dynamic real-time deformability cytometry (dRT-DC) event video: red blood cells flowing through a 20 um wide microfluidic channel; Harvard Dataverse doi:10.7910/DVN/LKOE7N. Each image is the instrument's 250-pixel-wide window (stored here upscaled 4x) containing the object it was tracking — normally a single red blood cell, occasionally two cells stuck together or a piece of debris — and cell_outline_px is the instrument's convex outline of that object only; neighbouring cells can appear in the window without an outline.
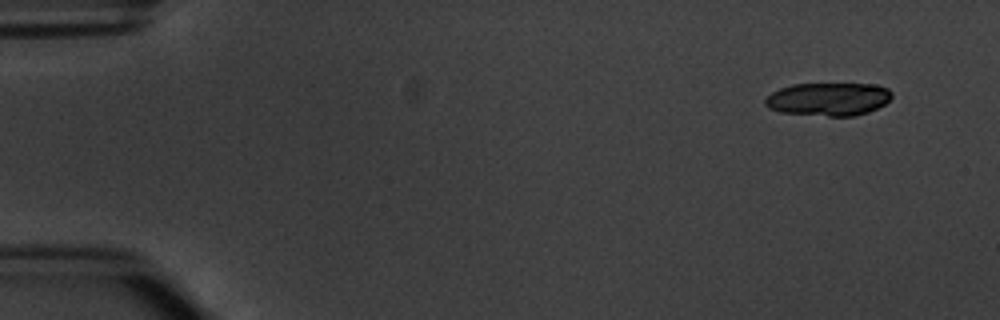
{"species": "common noctule bat (a hibernating species)", "species_latin": "Nyctalus noctula", "temperature_condition": "warm", "stored_images_in_passage": 5, "camera_frame_rate_fps": 3000, "um_per_image_px": 0.085, "animal": {"sex": "male", "body_mass_g": 20.1, "forearm_length_mm": 53.5}, "frame": {"image": 1, "passage_image": 1, "time_ms": 0.0, "image_size_px": [1000, 320], "cell_outline_px": [[892, 96], [884, 104], [868, 112], [856, 116], [828, 116], [780, 112], [768, 108], [764, 104], [764, 100], [772, 92], [780, 88], [792, 84], [876, 84], [888, 88], [892, 92]], "centroid_in_image_um": [70.41, 8.42], "position_along_channel_um": 14.6, "area_um2": 24.51}}
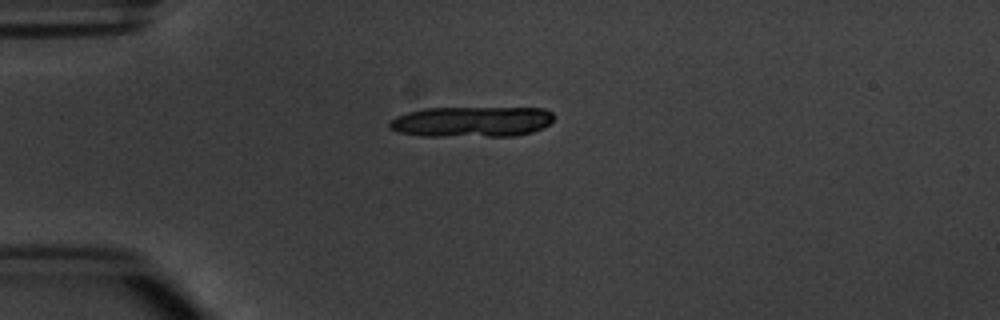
{"frame": {"image": 2, "passage_image": 4, "time_ms": 3.333, "image_size_px": [1000, 320], "cell_outline_px": [[552, 120], [544, 128], [532, 132], [516, 136], [420, 136], [396, 132], [388, 128], [388, 120], [396, 116], [408, 112], [424, 108], [544, 108], [552, 112]], "centroid_in_image_um": [40.04, 10.35], "position_along_channel_um": 45.0, "area_um2": 29.59}}